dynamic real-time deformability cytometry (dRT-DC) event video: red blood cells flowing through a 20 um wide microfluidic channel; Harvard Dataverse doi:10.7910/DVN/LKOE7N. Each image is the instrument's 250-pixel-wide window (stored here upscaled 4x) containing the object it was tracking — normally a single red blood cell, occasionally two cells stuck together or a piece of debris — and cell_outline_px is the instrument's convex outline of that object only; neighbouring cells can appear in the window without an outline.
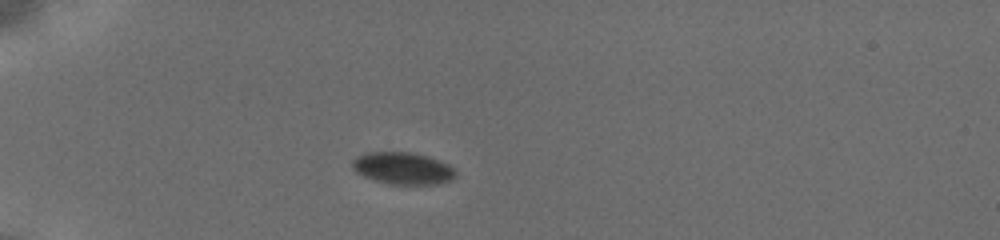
{"species": "common noctule bat (a hibernating species)", "species_latin": "Nyctalus noctula", "temperature_condition": "cold", "stored_images_in_passage": 9, "camera_frame_rate_fps": 3000, "um_per_image_px": 0.085, "animal": {"sex": "female", "body_mass_g": 19.5, "forearm_length_mm": 54.1}, "frame": {"image": 1, "passage_image": 1, "time_ms": 0.0, "image_size_px": [1000, 240], "cell_outline_px": [[456, 176], [448, 180], [436, 184], [388, 184], [364, 176], [356, 172], [352, 168], [352, 160], [356, 156], [364, 152], [412, 152], [428, 156], [448, 164], [456, 172]], "centroid_in_image_um": [34.2, 14.29], "position_along_channel_um": 50.8, "area_um2": 19.25}}
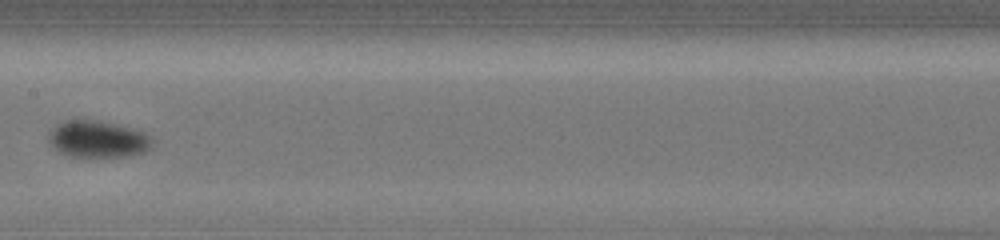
{"frame": {"image": 2, "passage_image": 7, "time_ms": 4.667, "image_size_px": [1000, 240], "cell_outline_px": [[152, 148], [144, 152], [128, 156], [88, 160], [68, 156], [60, 152], [48, 140], [52, 132], [60, 124], [68, 120], [96, 120], [112, 124], [140, 132], [148, 140]], "centroid_in_image_um": [8.27, 11.91], "position_along_channel_um": 199.1, "area_um2": 21.85}}
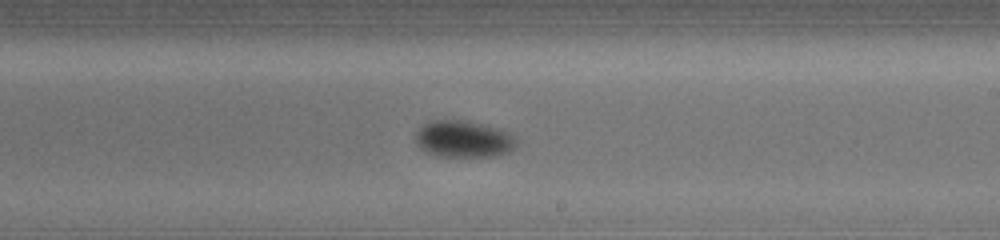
{"frame": {"image": 3, "passage_image": 9, "time_ms": 6.0, "image_size_px": [1000, 240], "cell_outline_px": [[516, 144], [508, 152], [496, 156], [436, 156], [420, 148], [416, 144], [416, 132], [428, 120], [464, 120], [496, 128], [508, 132], [516, 136]], "centroid_in_image_um": [39.38, 11.82], "position_along_channel_um": 249.6, "area_um2": 21.5}}